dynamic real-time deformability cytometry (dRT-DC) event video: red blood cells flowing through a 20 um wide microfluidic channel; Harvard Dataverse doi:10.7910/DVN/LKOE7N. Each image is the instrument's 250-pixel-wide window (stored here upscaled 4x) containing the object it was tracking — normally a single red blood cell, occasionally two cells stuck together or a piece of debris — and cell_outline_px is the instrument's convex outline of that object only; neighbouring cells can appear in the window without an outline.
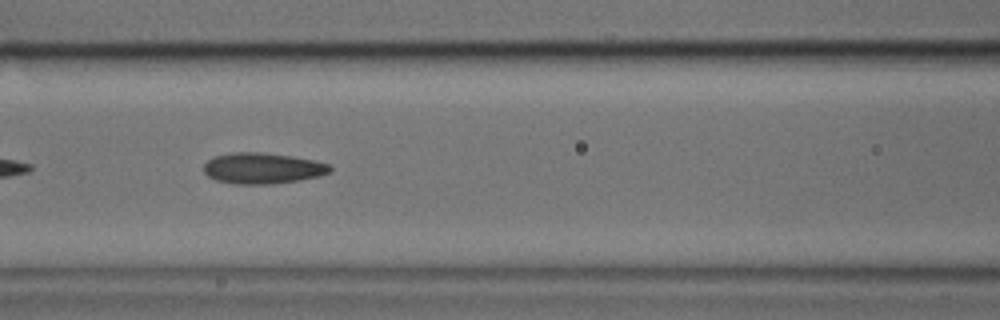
{"species": "common noctule bat (a hibernating species)", "species_latin": "Nyctalus noctula", "temperature_condition": "cold", "stored_images_in_passage": 36, "camera_frame_rate_fps": 3000, "um_per_image_px": 0.085, "animal": {"sex": "male", "body_mass_g": 17.9, "forearm_length_mm": 54.2}, "frame": {"image": 1, "passage_image": 21, "time_ms": 6.667, "image_size_px": [1000, 320], "cell_outline_px": [[332, 172], [320, 176], [272, 184], [236, 184], [216, 180], [208, 176], [204, 172], [204, 164], [212, 156], [232, 152], [260, 152], [292, 156], [332, 164]], "centroid_in_image_um": [22.32, 14.29], "position_along_channel_um": 144.3, "area_um2": 22.89}}
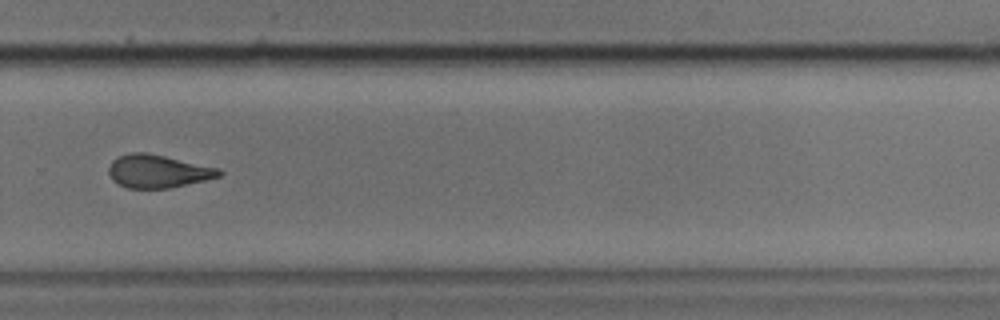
{"frame": {"image": 2, "passage_image": 34, "time_ms": 11.0, "image_size_px": [1000, 320], "cell_outline_px": [[224, 172], [220, 176], [204, 180], [168, 188], [128, 188], [112, 180], [108, 172], [108, 168], [112, 160], [120, 156], [132, 152], [148, 152], [220, 168]], "centroid_in_image_um": [13.42, 14.54], "position_along_channel_um": 316.4, "area_um2": 21.21}}